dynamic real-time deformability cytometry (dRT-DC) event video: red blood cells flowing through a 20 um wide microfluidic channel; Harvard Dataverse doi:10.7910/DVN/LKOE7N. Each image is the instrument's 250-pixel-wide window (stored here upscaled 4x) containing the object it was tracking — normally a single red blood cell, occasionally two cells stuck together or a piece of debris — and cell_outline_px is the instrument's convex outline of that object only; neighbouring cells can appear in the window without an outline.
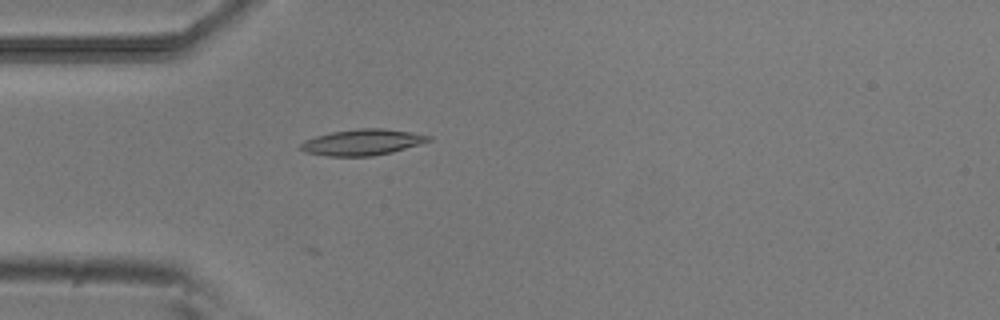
{"species": "common noctule bat (a hibernating species)", "species_latin": "Nyctalus noctula", "temperature_condition": "room temperature", "stored_images_in_passage": 27, "camera_frame_rate_fps": 3000, "um_per_image_px": 0.085, "animal": {"sex": "male", "body_mass_g": 20.5, "forearm_length_mm": 52.5}, "frame": {"image": 1, "passage_image": 7, "time_ms": 2.0, "image_size_px": [1000, 320], "cell_outline_px": [[432, 140], [420, 144], [392, 152], [372, 156], [328, 156], [308, 152], [300, 148], [300, 144], [304, 140], [316, 136], [332, 132], [356, 128], [384, 128], [412, 132], [432, 136]], "centroid_in_image_um": [30.84, 12.08], "position_along_channel_um": 54.2, "area_um2": 19.36}}
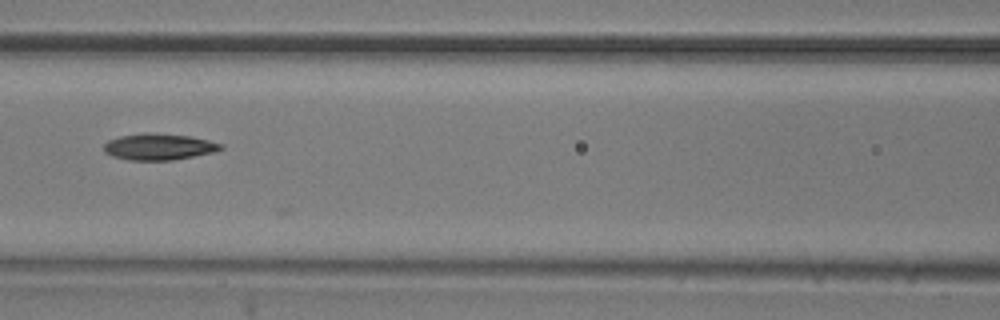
{"frame": {"image": 2, "passage_image": 15, "time_ms": 4.667, "image_size_px": [1000, 320], "cell_outline_px": [[224, 148], [212, 152], [172, 160], [128, 160], [112, 156], [104, 152], [104, 144], [108, 140], [120, 136], [188, 136], [208, 140], [224, 144]], "centroid_in_image_um": [13.51, 12.53], "position_along_channel_um": 153.1, "area_um2": 16.88}}
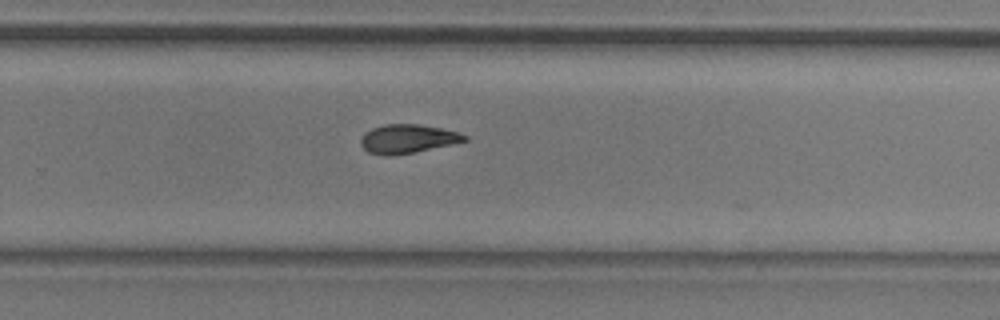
{"frame": {"image": 3, "passage_image": 26, "time_ms": 8.333, "image_size_px": [1000, 320], "cell_outline_px": [[468, 140], [452, 144], [416, 152], [368, 152], [360, 144], [360, 140], [364, 132], [372, 128], [384, 124], [416, 124], [440, 128], [456, 132], [468, 136]], "centroid_in_image_um": [34.68, 11.75], "position_along_channel_um": 295.1, "area_um2": 16.65}}